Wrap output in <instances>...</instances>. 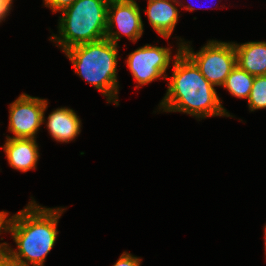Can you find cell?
Listing matches in <instances>:
<instances>
[{
	"label": "cell",
	"instance_id": "obj_1",
	"mask_svg": "<svg viewBox=\"0 0 266 266\" xmlns=\"http://www.w3.org/2000/svg\"><path fill=\"white\" fill-rule=\"evenodd\" d=\"M64 210L41 207L33 200L23 210L6 218L5 232L13 236L18 252L11 250L6 242L5 252L15 266L44 265L57 239L58 219Z\"/></svg>",
	"mask_w": 266,
	"mask_h": 266
},
{
	"label": "cell",
	"instance_id": "obj_2",
	"mask_svg": "<svg viewBox=\"0 0 266 266\" xmlns=\"http://www.w3.org/2000/svg\"><path fill=\"white\" fill-rule=\"evenodd\" d=\"M174 57V70L168 78V88L160 109L165 112H184L198 118L227 116L214 86L202 75L195 63L182 51Z\"/></svg>",
	"mask_w": 266,
	"mask_h": 266
},
{
	"label": "cell",
	"instance_id": "obj_3",
	"mask_svg": "<svg viewBox=\"0 0 266 266\" xmlns=\"http://www.w3.org/2000/svg\"><path fill=\"white\" fill-rule=\"evenodd\" d=\"M118 44L104 38L79 44L63 51L73 63L75 73L95 86L108 102L118 105L117 58Z\"/></svg>",
	"mask_w": 266,
	"mask_h": 266
},
{
	"label": "cell",
	"instance_id": "obj_4",
	"mask_svg": "<svg viewBox=\"0 0 266 266\" xmlns=\"http://www.w3.org/2000/svg\"><path fill=\"white\" fill-rule=\"evenodd\" d=\"M109 0H76L62 11L58 25L59 37L53 34L62 51L70 47L99 41L106 36Z\"/></svg>",
	"mask_w": 266,
	"mask_h": 266
},
{
	"label": "cell",
	"instance_id": "obj_5",
	"mask_svg": "<svg viewBox=\"0 0 266 266\" xmlns=\"http://www.w3.org/2000/svg\"><path fill=\"white\" fill-rule=\"evenodd\" d=\"M181 42L182 51L195 63L202 75L213 86H223L227 76L236 66L234 43L211 40L199 52Z\"/></svg>",
	"mask_w": 266,
	"mask_h": 266
},
{
	"label": "cell",
	"instance_id": "obj_6",
	"mask_svg": "<svg viewBox=\"0 0 266 266\" xmlns=\"http://www.w3.org/2000/svg\"><path fill=\"white\" fill-rule=\"evenodd\" d=\"M47 100L21 94L10 104L9 131L14 134L10 138H34L40 125L45 121L44 111Z\"/></svg>",
	"mask_w": 266,
	"mask_h": 266
},
{
	"label": "cell",
	"instance_id": "obj_7",
	"mask_svg": "<svg viewBox=\"0 0 266 266\" xmlns=\"http://www.w3.org/2000/svg\"><path fill=\"white\" fill-rule=\"evenodd\" d=\"M170 48L149 44L136 49L127 58V66L139 85L148 84L164 75L171 58Z\"/></svg>",
	"mask_w": 266,
	"mask_h": 266
},
{
	"label": "cell",
	"instance_id": "obj_8",
	"mask_svg": "<svg viewBox=\"0 0 266 266\" xmlns=\"http://www.w3.org/2000/svg\"><path fill=\"white\" fill-rule=\"evenodd\" d=\"M116 24L118 31H114ZM140 8L134 0H110L107 7V29L105 38L117 44L121 33L129 40L137 41L143 34Z\"/></svg>",
	"mask_w": 266,
	"mask_h": 266
},
{
	"label": "cell",
	"instance_id": "obj_9",
	"mask_svg": "<svg viewBox=\"0 0 266 266\" xmlns=\"http://www.w3.org/2000/svg\"><path fill=\"white\" fill-rule=\"evenodd\" d=\"M8 163L14 169L26 172L30 169H36L39 158L38 145L34 138H10L3 147Z\"/></svg>",
	"mask_w": 266,
	"mask_h": 266
},
{
	"label": "cell",
	"instance_id": "obj_10",
	"mask_svg": "<svg viewBox=\"0 0 266 266\" xmlns=\"http://www.w3.org/2000/svg\"><path fill=\"white\" fill-rule=\"evenodd\" d=\"M50 135L58 142L74 140L81 132V120L74 110L61 107L54 110L47 119Z\"/></svg>",
	"mask_w": 266,
	"mask_h": 266
},
{
	"label": "cell",
	"instance_id": "obj_11",
	"mask_svg": "<svg viewBox=\"0 0 266 266\" xmlns=\"http://www.w3.org/2000/svg\"><path fill=\"white\" fill-rule=\"evenodd\" d=\"M171 2L179 4L177 0L153 1L148 2L147 10H143L154 30L166 39L174 31L179 15L178 9Z\"/></svg>",
	"mask_w": 266,
	"mask_h": 266
},
{
	"label": "cell",
	"instance_id": "obj_12",
	"mask_svg": "<svg viewBox=\"0 0 266 266\" xmlns=\"http://www.w3.org/2000/svg\"><path fill=\"white\" fill-rule=\"evenodd\" d=\"M236 64L252 76L266 75V42L235 44Z\"/></svg>",
	"mask_w": 266,
	"mask_h": 266
},
{
	"label": "cell",
	"instance_id": "obj_13",
	"mask_svg": "<svg viewBox=\"0 0 266 266\" xmlns=\"http://www.w3.org/2000/svg\"><path fill=\"white\" fill-rule=\"evenodd\" d=\"M254 77L236 64L222 87L226 88L235 97L248 99Z\"/></svg>",
	"mask_w": 266,
	"mask_h": 266
},
{
	"label": "cell",
	"instance_id": "obj_14",
	"mask_svg": "<svg viewBox=\"0 0 266 266\" xmlns=\"http://www.w3.org/2000/svg\"><path fill=\"white\" fill-rule=\"evenodd\" d=\"M247 100L251 111L266 108V75L254 77L252 89Z\"/></svg>",
	"mask_w": 266,
	"mask_h": 266
},
{
	"label": "cell",
	"instance_id": "obj_15",
	"mask_svg": "<svg viewBox=\"0 0 266 266\" xmlns=\"http://www.w3.org/2000/svg\"><path fill=\"white\" fill-rule=\"evenodd\" d=\"M76 0H44L45 6L51 8L53 12H62L66 8L70 7Z\"/></svg>",
	"mask_w": 266,
	"mask_h": 266
},
{
	"label": "cell",
	"instance_id": "obj_16",
	"mask_svg": "<svg viewBox=\"0 0 266 266\" xmlns=\"http://www.w3.org/2000/svg\"><path fill=\"white\" fill-rule=\"evenodd\" d=\"M140 262L141 259L134 257L130 253L123 252L113 266H140Z\"/></svg>",
	"mask_w": 266,
	"mask_h": 266
},
{
	"label": "cell",
	"instance_id": "obj_17",
	"mask_svg": "<svg viewBox=\"0 0 266 266\" xmlns=\"http://www.w3.org/2000/svg\"><path fill=\"white\" fill-rule=\"evenodd\" d=\"M0 266H15L9 255L5 252V242L0 243Z\"/></svg>",
	"mask_w": 266,
	"mask_h": 266
},
{
	"label": "cell",
	"instance_id": "obj_18",
	"mask_svg": "<svg viewBox=\"0 0 266 266\" xmlns=\"http://www.w3.org/2000/svg\"><path fill=\"white\" fill-rule=\"evenodd\" d=\"M12 0H0V22L5 19L7 13L11 10Z\"/></svg>",
	"mask_w": 266,
	"mask_h": 266
},
{
	"label": "cell",
	"instance_id": "obj_19",
	"mask_svg": "<svg viewBox=\"0 0 266 266\" xmlns=\"http://www.w3.org/2000/svg\"><path fill=\"white\" fill-rule=\"evenodd\" d=\"M7 215H8L7 212L4 211L0 212V234H1V229L5 230L6 218H8Z\"/></svg>",
	"mask_w": 266,
	"mask_h": 266
},
{
	"label": "cell",
	"instance_id": "obj_20",
	"mask_svg": "<svg viewBox=\"0 0 266 266\" xmlns=\"http://www.w3.org/2000/svg\"><path fill=\"white\" fill-rule=\"evenodd\" d=\"M265 250H266V225H265Z\"/></svg>",
	"mask_w": 266,
	"mask_h": 266
},
{
	"label": "cell",
	"instance_id": "obj_21",
	"mask_svg": "<svg viewBox=\"0 0 266 266\" xmlns=\"http://www.w3.org/2000/svg\"><path fill=\"white\" fill-rule=\"evenodd\" d=\"M153 1H163V0H148V2H153Z\"/></svg>",
	"mask_w": 266,
	"mask_h": 266
}]
</instances>
